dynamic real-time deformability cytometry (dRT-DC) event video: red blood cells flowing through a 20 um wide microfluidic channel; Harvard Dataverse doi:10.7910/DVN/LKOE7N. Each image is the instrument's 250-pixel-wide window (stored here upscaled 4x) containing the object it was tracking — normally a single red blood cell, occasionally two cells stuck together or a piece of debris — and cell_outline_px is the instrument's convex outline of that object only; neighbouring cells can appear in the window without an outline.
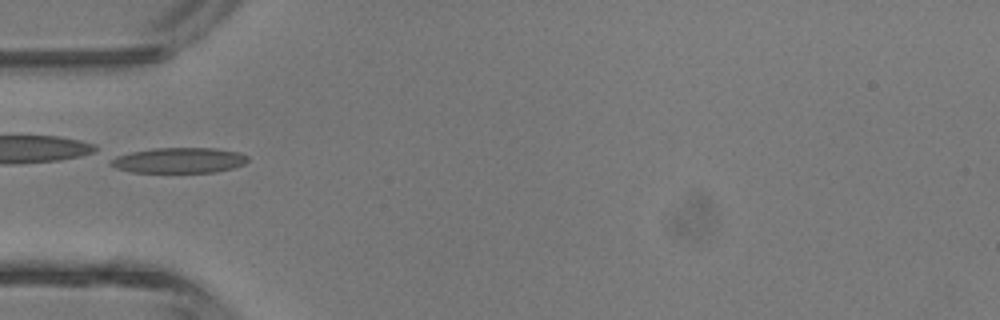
{"species": "common noctule bat (a hibernating species)", "species_latin": "Nyctalus noctula", "temperature_condition": "room temperature", "stored_images_in_passage": 6, "camera_frame_rate_fps": 3000, "um_per_image_px": 0.085, "animal": {"sex": "male", "body_mass_g": 13.3}, "frame": {"image": 1, "passage_image": 5, "time_ms": 4.667, "image_size_px": [1000, 320], "cell_outline_px": [[248, 160], [244, 164], [232, 168], [216, 172], [132, 172], [116, 168], [108, 164], [108, 160], [116, 156], [132, 152], [152, 148], [212, 148], [240, 152], [248, 156]], "centroid_in_image_um": [15.2, 13.63], "position_along_channel_um": 69.8, "area_um2": 20.35}}
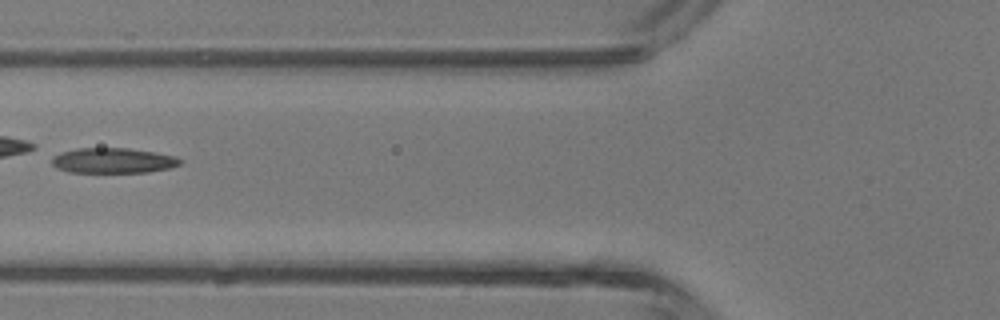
{"frame": {"image": 2, "passage_image": 6, "time_ms": 5.667, "image_size_px": [1000, 320], "cell_outline_px": [[184, 160], [180, 164], [172, 168], [148, 172], [68, 172], [56, 168], [52, 164], [52, 156], [60, 152], [76, 148], [128, 148], [156, 152], [176, 156]], "centroid_in_image_um": [9.63, 13.64], "position_along_channel_um": 116.2, "area_um2": 19.13}}